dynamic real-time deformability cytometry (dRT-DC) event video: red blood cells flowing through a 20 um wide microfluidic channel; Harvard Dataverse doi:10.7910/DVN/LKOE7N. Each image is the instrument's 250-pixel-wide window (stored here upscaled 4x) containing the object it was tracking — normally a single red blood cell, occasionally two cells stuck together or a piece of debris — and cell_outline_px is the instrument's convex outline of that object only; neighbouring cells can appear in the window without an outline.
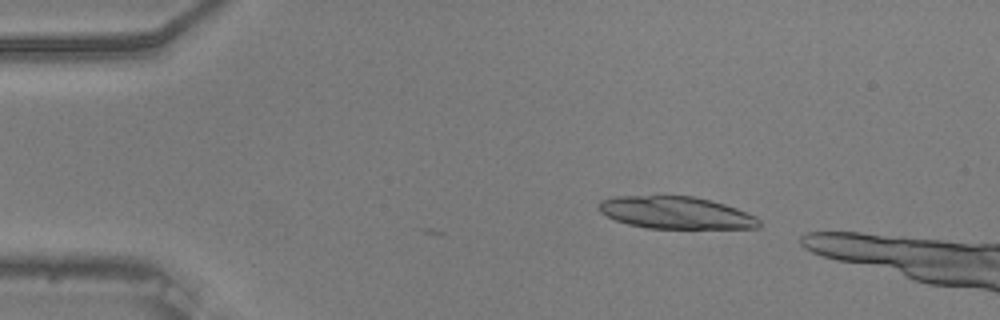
{"species": "common noctule bat (a hibernating species)", "species_latin": "Nyctalus noctula", "temperature_condition": "warm", "stored_images_in_passage": 10, "camera_frame_rate_fps": 3000, "um_per_image_px": 0.085, "animal": {"sex": "male", "body_mass_g": 20.5, "forearm_length_mm": 52.5}, "frame": {"image": 1, "passage_image": 1, "time_ms": 0.0, "image_size_px": [1000, 320], "cell_outline_px": [[760, 228], [648, 228], [628, 224], [616, 220], [600, 212], [600, 200], [616, 196], [696, 196], [724, 204], [736, 208], [756, 216], [760, 220]], "centroid_in_image_um": [57.48, 18.08], "position_along_channel_um": 27.5, "area_um2": 29.94}}